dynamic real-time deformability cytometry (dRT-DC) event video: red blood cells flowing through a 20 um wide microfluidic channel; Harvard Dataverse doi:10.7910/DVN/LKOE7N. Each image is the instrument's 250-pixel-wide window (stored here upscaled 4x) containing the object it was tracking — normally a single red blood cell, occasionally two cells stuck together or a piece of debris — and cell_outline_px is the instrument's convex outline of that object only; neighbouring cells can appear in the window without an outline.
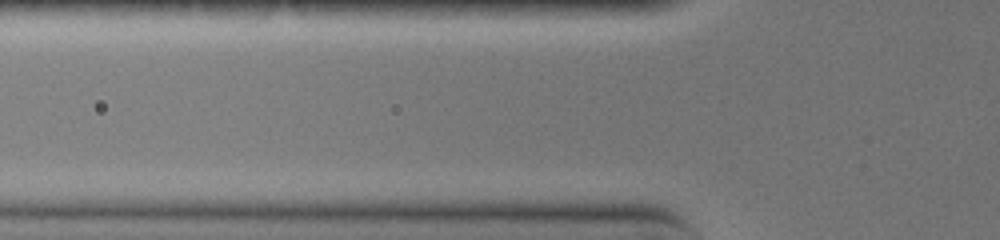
{"species": "common noctule bat (a hibernating species)", "species_latin": "Nyctalus noctula", "temperature_condition": "warm", "stored_images_in_passage": 3, "camera_frame_rate_fps": 3000, "um_per_image_px": 0.085, "animal": {"sex": "female", "body_mass_g": 19.0, "forearm_length_mm": 51.5}, "frame": {"image": 1, "passage_image": 2, "time_ms": 0.333, "image_size_px": [1000, 240], "cell_outline_px": [[636, 160], [632, 164], [616, 168], [520, 168], [508, 164], [504, 160], [512, 156], [628, 156]], "centroid_in_image_um": [48.43, 13.76], "position_along_channel_um": 77.4, "area_um2": 10.46}}